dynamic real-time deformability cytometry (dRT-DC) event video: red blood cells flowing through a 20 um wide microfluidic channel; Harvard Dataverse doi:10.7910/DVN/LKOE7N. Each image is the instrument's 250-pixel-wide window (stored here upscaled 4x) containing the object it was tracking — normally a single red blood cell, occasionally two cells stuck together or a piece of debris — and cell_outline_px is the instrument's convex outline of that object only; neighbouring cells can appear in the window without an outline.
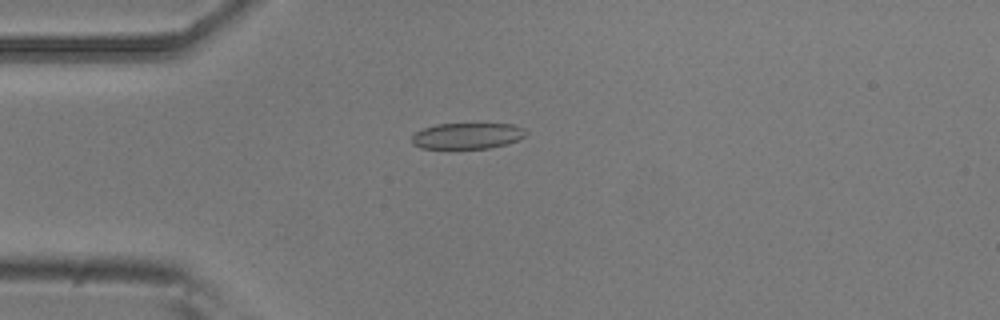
{"species": "common noctule bat (a hibernating species)", "species_latin": "Nyctalus noctula", "temperature_condition": "room temperature", "stored_images_in_passage": 2, "camera_frame_rate_fps": 3000, "um_per_image_px": 0.085, "animal": {"sex": "male", "body_mass_g": 20.5, "forearm_length_mm": 52.5}, "frame": {"image": 1, "passage_image": 2, "time_ms": 0.333, "image_size_px": [1000, 320], "cell_outline_px": [[528, 132], [524, 136], [508, 144], [488, 148], [420, 148], [412, 144], [412, 136], [416, 132], [424, 128], [436, 124], [516, 124], [524, 128]], "centroid_in_image_um": [39.73, 11.54], "position_along_channel_um": 45.3, "area_um2": 17.28}}